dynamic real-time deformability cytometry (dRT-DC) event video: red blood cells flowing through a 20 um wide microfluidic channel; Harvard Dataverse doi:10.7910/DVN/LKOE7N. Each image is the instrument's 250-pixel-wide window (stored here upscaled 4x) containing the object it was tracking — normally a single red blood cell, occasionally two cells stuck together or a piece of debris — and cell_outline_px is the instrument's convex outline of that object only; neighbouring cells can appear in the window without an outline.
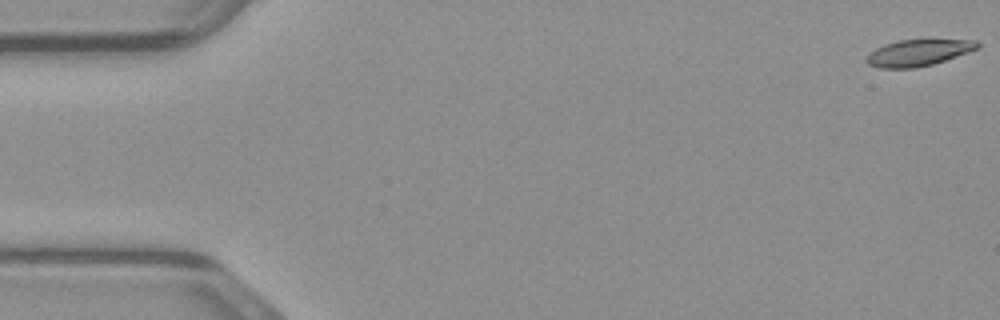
{"species": "common noctule bat (a hibernating species)", "species_latin": "Nyctalus noctula", "temperature_condition": "warm", "stored_images_in_passage": 49, "camera_frame_rate_fps": 3000, "um_per_image_px": 0.085, "animal": {"sex": "male", "body_mass_g": 23.1, "forearm_length_mm": 52.7}, "frame": {"image": 1, "passage_image": 1, "time_ms": 0.0, "image_size_px": [1000, 320], "cell_outline_px": [[980, 48], [932, 64], [916, 68], [880, 68], [868, 64], [864, 60], [868, 52], [884, 44], [896, 40], [976, 40], [980, 44]], "centroid_in_image_um": [78.0, 4.48], "position_along_channel_um": 7.0, "area_um2": 17.11}}
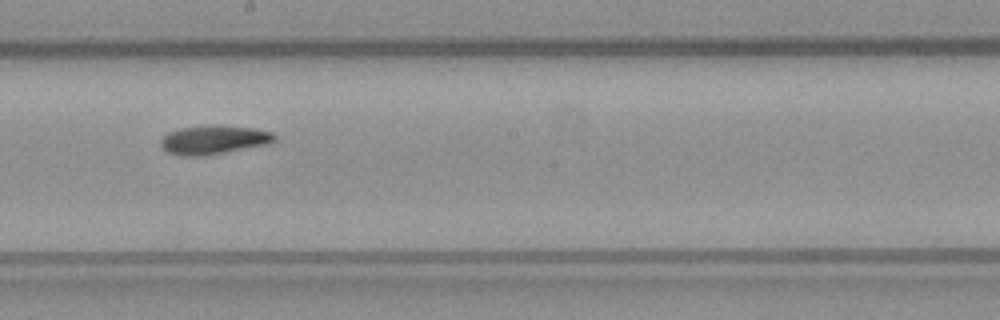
{"frame": {"image": 2, "passage_image": 27, "time_ms": 8.667, "image_size_px": [1000, 320], "cell_outline_px": [[276, 140], [268, 144], [204, 156], [180, 156], [168, 152], [160, 144], [160, 140], [168, 132], [180, 128], [212, 124], [252, 128], [272, 132], [276, 136]], "centroid_in_image_um": [18.16, 11.88], "position_along_channel_um": 230.0, "area_um2": 19.19}}
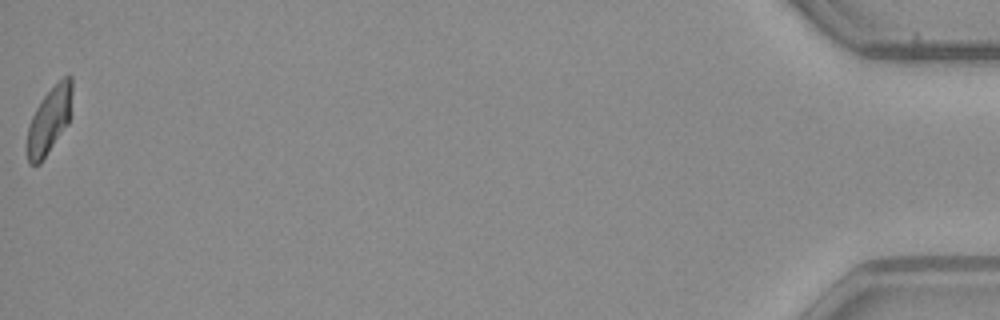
{"frame": {"image": 3, "passage_image": 49, "time_ms": 16.0, "image_size_px": [1000, 320], "cell_outline_px": [[72, 92], [68, 124], [40, 164], [28, 164], [28, 128], [32, 116], [36, 108], [44, 96], [64, 76], [72, 76]], "centroid_in_image_um": [4.2, 10.23], "position_along_channel_um": 431.0, "area_um2": 16.99}}